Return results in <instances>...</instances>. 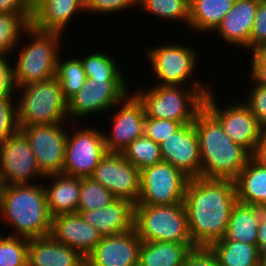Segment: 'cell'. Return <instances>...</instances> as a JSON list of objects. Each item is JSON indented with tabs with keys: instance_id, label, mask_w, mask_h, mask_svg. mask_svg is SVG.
Masks as SVG:
<instances>
[{
	"instance_id": "6da1fadb",
	"label": "cell",
	"mask_w": 266,
	"mask_h": 266,
	"mask_svg": "<svg viewBox=\"0 0 266 266\" xmlns=\"http://www.w3.org/2000/svg\"><path fill=\"white\" fill-rule=\"evenodd\" d=\"M236 202L233 180L189 178L183 203L195 246H210L225 237L230 213Z\"/></svg>"
},
{
	"instance_id": "7a4b0ae2",
	"label": "cell",
	"mask_w": 266,
	"mask_h": 266,
	"mask_svg": "<svg viewBox=\"0 0 266 266\" xmlns=\"http://www.w3.org/2000/svg\"><path fill=\"white\" fill-rule=\"evenodd\" d=\"M0 219L14 229L10 236L27 239L50 236L53 218L43 182L0 186Z\"/></svg>"
},
{
	"instance_id": "3957f363",
	"label": "cell",
	"mask_w": 266,
	"mask_h": 266,
	"mask_svg": "<svg viewBox=\"0 0 266 266\" xmlns=\"http://www.w3.org/2000/svg\"><path fill=\"white\" fill-rule=\"evenodd\" d=\"M203 178L235 180L251 153L223 131L220 123L203 107L195 116Z\"/></svg>"
},
{
	"instance_id": "277c9868",
	"label": "cell",
	"mask_w": 266,
	"mask_h": 266,
	"mask_svg": "<svg viewBox=\"0 0 266 266\" xmlns=\"http://www.w3.org/2000/svg\"><path fill=\"white\" fill-rule=\"evenodd\" d=\"M26 36L30 41L28 39L24 45ZM22 37L23 41L20 39L19 42L21 49L18 50L16 60L12 61L14 66H11L13 86L22 87L54 77L64 40L62 33L41 31L30 25Z\"/></svg>"
},
{
	"instance_id": "5b68a950",
	"label": "cell",
	"mask_w": 266,
	"mask_h": 266,
	"mask_svg": "<svg viewBox=\"0 0 266 266\" xmlns=\"http://www.w3.org/2000/svg\"><path fill=\"white\" fill-rule=\"evenodd\" d=\"M212 88L154 84L133 93L143 103L146 117L169 119L185 125L194 122L196 114L203 108L205 96Z\"/></svg>"
},
{
	"instance_id": "8992f818",
	"label": "cell",
	"mask_w": 266,
	"mask_h": 266,
	"mask_svg": "<svg viewBox=\"0 0 266 266\" xmlns=\"http://www.w3.org/2000/svg\"><path fill=\"white\" fill-rule=\"evenodd\" d=\"M14 90L21 92L16 96L19 128L68 123L67 101L55 76Z\"/></svg>"
},
{
	"instance_id": "52a82bcc",
	"label": "cell",
	"mask_w": 266,
	"mask_h": 266,
	"mask_svg": "<svg viewBox=\"0 0 266 266\" xmlns=\"http://www.w3.org/2000/svg\"><path fill=\"white\" fill-rule=\"evenodd\" d=\"M134 229L146 242L167 241L194 245L184 203L173 205L135 204Z\"/></svg>"
},
{
	"instance_id": "ba28073f",
	"label": "cell",
	"mask_w": 266,
	"mask_h": 266,
	"mask_svg": "<svg viewBox=\"0 0 266 266\" xmlns=\"http://www.w3.org/2000/svg\"><path fill=\"white\" fill-rule=\"evenodd\" d=\"M144 52L147 53L145 55L147 62L158 81L156 85L211 86L212 84L211 82L209 85L204 84L194 76L199 59L198 51L192 46L170 42L149 47Z\"/></svg>"
},
{
	"instance_id": "9c48e42d",
	"label": "cell",
	"mask_w": 266,
	"mask_h": 266,
	"mask_svg": "<svg viewBox=\"0 0 266 266\" xmlns=\"http://www.w3.org/2000/svg\"><path fill=\"white\" fill-rule=\"evenodd\" d=\"M127 79L86 78L84 85L67 101L69 122L78 123L88 115L106 113L130 92Z\"/></svg>"
},
{
	"instance_id": "30bf717a",
	"label": "cell",
	"mask_w": 266,
	"mask_h": 266,
	"mask_svg": "<svg viewBox=\"0 0 266 266\" xmlns=\"http://www.w3.org/2000/svg\"><path fill=\"white\" fill-rule=\"evenodd\" d=\"M70 126H74L71 130L78 129L72 130L73 132L68 129L62 174L79 178L91 177L107 153L103 130L95 125L81 129L77 123H71Z\"/></svg>"
},
{
	"instance_id": "8fae6325",
	"label": "cell",
	"mask_w": 266,
	"mask_h": 266,
	"mask_svg": "<svg viewBox=\"0 0 266 266\" xmlns=\"http://www.w3.org/2000/svg\"><path fill=\"white\" fill-rule=\"evenodd\" d=\"M189 177L168 162L162 161L140 171V194L137 204L173 205L183 203Z\"/></svg>"
},
{
	"instance_id": "7c38bea8",
	"label": "cell",
	"mask_w": 266,
	"mask_h": 266,
	"mask_svg": "<svg viewBox=\"0 0 266 266\" xmlns=\"http://www.w3.org/2000/svg\"><path fill=\"white\" fill-rule=\"evenodd\" d=\"M214 94V90H211L205 96L203 107L220 123L233 142L252 153L263 133L257 118L242 99H234L235 102L232 100L220 108Z\"/></svg>"
},
{
	"instance_id": "4fadbf2b",
	"label": "cell",
	"mask_w": 266,
	"mask_h": 266,
	"mask_svg": "<svg viewBox=\"0 0 266 266\" xmlns=\"http://www.w3.org/2000/svg\"><path fill=\"white\" fill-rule=\"evenodd\" d=\"M44 178L29 140L20 129L0 143V186L36 184Z\"/></svg>"
},
{
	"instance_id": "5bb4252c",
	"label": "cell",
	"mask_w": 266,
	"mask_h": 266,
	"mask_svg": "<svg viewBox=\"0 0 266 266\" xmlns=\"http://www.w3.org/2000/svg\"><path fill=\"white\" fill-rule=\"evenodd\" d=\"M70 123L19 128L29 140L37 165L44 176L63 172L68 135L66 127L69 128Z\"/></svg>"
},
{
	"instance_id": "9a60e30c",
	"label": "cell",
	"mask_w": 266,
	"mask_h": 266,
	"mask_svg": "<svg viewBox=\"0 0 266 266\" xmlns=\"http://www.w3.org/2000/svg\"><path fill=\"white\" fill-rule=\"evenodd\" d=\"M112 110L109 121L111 132L103 130L106 150L122 153L131 142L143 135L145 110L143 103L131 92L110 112Z\"/></svg>"
},
{
	"instance_id": "2e32d148",
	"label": "cell",
	"mask_w": 266,
	"mask_h": 266,
	"mask_svg": "<svg viewBox=\"0 0 266 266\" xmlns=\"http://www.w3.org/2000/svg\"><path fill=\"white\" fill-rule=\"evenodd\" d=\"M91 178L111 191L115 198L137 204L140 194V170L121 153L107 152Z\"/></svg>"
},
{
	"instance_id": "e0dca14e",
	"label": "cell",
	"mask_w": 266,
	"mask_h": 266,
	"mask_svg": "<svg viewBox=\"0 0 266 266\" xmlns=\"http://www.w3.org/2000/svg\"><path fill=\"white\" fill-rule=\"evenodd\" d=\"M162 160L181 170L189 178L201 174L199 142L194 124H185L160 143Z\"/></svg>"
},
{
	"instance_id": "ac0fdd59",
	"label": "cell",
	"mask_w": 266,
	"mask_h": 266,
	"mask_svg": "<svg viewBox=\"0 0 266 266\" xmlns=\"http://www.w3.org/2000/svg\"><path fill=\"white\" fill-rule=\"evenodd\" d=\"M141 239L135 229L103 236L85 258L86 266H139Z\"/></svg>"
},
{
	"instance_id": "d6986e66",
	"label": "cell",
	"mask_w": 266,
	"mask_h": 266,
	"mask_svg": "<svg viewBox=\"0 0 266 266\" xmlns=\"http://www.w3.org/2000/svg\"><path fill=\"white\" fill-rule=\"evenodd\" d=\"M51 236L59 243L71 247L86 258L100 242L102 236L94 226L76 213L53 218Z\"/></svg>"
},
{
	"instance_id": "ffe728a7",
	"label": "cell",
	"mask_w": 266,
	"mask_h": 266,
	"mask_svg": "<svg viewBox=\"0 0 266 266\" xmlns=\"http://www.w3.org/2000/svg\"><path fill=\"white\" fill-rule=\"evenodd\" d=\"M260 0H235L232 9L213 31L217 36L238 49L249 50V38Z\"/></svg>"
},
{
	"instance_id": "44dd1931",
	"label": "cell",
	"mask_w": 266,
	"mask_h": 266,
	"mask_svg": "<svg viewBox=\"0 0 266 266\" xmlns=\"http://www.w3.org/2000/svg\"><path fill=\"white\" fill-rule=\"evenodd\" d=\"M135 204L126 199H115L95 210H77L81 217L103 236L123 233L134 228Z\"/></svg>"
},
{
	"instance_id": "7402d4cb",
	"label": "cell",
	"mask_w": 266,
	"mask_h": 266,
	"mask_svg": "<svg viewBox=\"0 0 266 266\" xmlns=\"http://www.w3.org/2000/svg\"><path fill=\"white\" fill-rule=\"evenodd\" d=\"M85 13L84 0H34L31 25L41 31H64L75 14Z\"/></svg>"
},
{
	"instance_id": "603a6c76",
	"label": "cell",
	"mask_w": 266,
	"mask_h": 266,
	"mask_svg": "<svg viewBox=\"0 0 266 266\" xmlns=\"http://www.w3.org/2000/svg\"><path fill=\"white\" fill-rule=\"evenodd\" d=\"M27 266H86L75 249L57 242L51 235L28 239Z\"/></svg>"
},
{
	"instance_id": "cb8c5ba5",
	"label": "cell",
	"mask_w": 266,
	"mask_h": 266,
	"mask_svg": "<svg viewBox=\"0 0 266 266\" xmlns=\"http://www.w3.org/2000/svg\"><path fill=\"white\" fill-rule=\"evenodd\" d=\"M44 179L50 180L43 187L51 217L76 213L80 199V178L60 173L45 176Z\"/></svg>"
},
{
	"instance_id": "d4e9b609",
	"label": "cell",
	"mask_w": 266,
	"mask_h": 266,
	"mask_svg": "<svg viewBox=\"0 0 266 266\" xmlns=\"http://www.w3.org/2000/svg\"><path fill=\"white\" fill-rule=\"evenodd\" d=\"M234 183L238 202L266 208V167L250 158Z\"/></svg>"
},
{
	"instance_id": "484cf974",
	"label": "cell",
	"mask_w": 266,
	"mask_h": 266,
	"mask_svg": "<svg viewBox=\"0 0 266 266\" xmlns=\"http://www.w3.org/2000/svg\"><path fill=\"white\" fill-rule=\"evenodd\" d=\"M235 0H192L189 2V25L193 32L213 33Z\"/></svg>"
},
{
	"instance_id": "4316f807",
	"label": "cell",
	"mask_w": 266,
	"mask_h": 266,
	"mask_svg": "<svg viewBox=\"0 0 266 266\" xmlns=\"http://www.w3.org/2000/svg\"><path fill=\"white\" fill-rule=\"evenodd\" d=\"M262 207L236 202L232 207L228 228L223 239H233L249 244H256Z\"/></svg>"
},
{
	"instance_id": "83f0119b",
	"label": "cell",
	"mask_w": 266,
	"mask_h": 266,
	"mask_svg": "<svg viewBox=\"0 0 266 266\" xmlns=\"http://www.w3.org/2000/svg\"><path fill=\"white\" fill-rule=\"evenodd\" d=\"M195 245L142 241L139 266H184L185 258Z\"/></svg>"
},
{
	"instance_id": "f1b7e54d",
	"label": "cell",
	"mask_w": 266,
	"mask_h": 266,
	"mask_svg": "<svg viewBox=\"0 0 266 266\" xmlns=\"http://www.w3.org/2000/svg\"><path fill=\"white\" fill-rule=\"evenodd\" d=\"M220 266H259L257 244L220 239L210 245Z\"/></svg>"
},
{
	"instance_id": "f546056e",
	"label": "cell",
	"mask_w": 266,
	"mask_h": 266,
	"mask_svg": "<svg viewBox=\"0 0 266 266\" xmlns=\"http://www.w3.org/2000/svg\"><path fill=\"white\" fill-rule=\"evenodd\" d=\"M33 13L0 14V55L11 57L20 47L23 32L31 25ZM12 53V54H11Z\"/></svg>"
},
{
	"instance_id": "4dcf8cb0",
	"label": "cell",
	"mask_w": 266,
	"mask_h": 266,
	"mask_svg": "<svg viewBox=\"0 0 266 266\" xmlns=\"http://www.w3.org/2000/svg\"><path fill=\"white\" fill-rule=\"evenodd\" d=\"M61 56L57 59L55 77L61 84L63 97L68 101L84 85L87 76L78 57L63 60Z\"/></svg>"
},
{
	"instance_id": "1f68e13d",
	"label": "cell",
	"mask_w": 266,
	"mask_h": 266,
	"mask_svg": "<svg viewBox=\"0 0 266 266\" xmlns=\"http://www.w3.org/2000/svg\"><path fill=\"white\" fill-rule=\"evenodd\" d=\"M137 8L160 20L181 21L186 27L189 25L188 0H137Z\"/></svg>"
},
{
	"instance_id": "d6a6232c",
	"label": "cell",
	"mask_w": 266,
	"mask_h": 266,
	"mask_svg": "<svg viewBox=\"0 0 266 266\" xmlns=\"http://www.w3.org/2000/svg\"><path fill=\"white\" fill-rule=\"evenodd\" d=\"M82 59L83 69L87 78L91 79H125V73H122L120 66L117 65L116 59L110 56L106 51L87 53Z\"/></svg>"
},
{
	"instance_id": "836d02e7",
	"label": "cell",
	"mask_w": 266,
	"mask_h": 266,
	"mask_svg": "<svg viewBox=\"0 0 266 266\" xmlns=\"http://www.w3.org/2000/svg\"><path fill=\"white\" fill-rule=\"evenodd\" d=\"M121 154L140 171L163 161L160 144L155 143L144 134L131 142Z\"/></svg>"
},
{
	"instance_id": "e575fe53",
	"label": "cell",
	"mask_w": 266,
	"mask_h": 266,
	"mask_svg": "<svg viewBox=\"0 0 266 266\" xmlns=\"http://www.w3.org/2000/svg\"><path fill=\"white\" fill-rule=\"evenodd\" d=\"M115 199L111 191L93 178H80V199L77 210L99 209L109 205Z\"/></svg>"
},
{
	"instance_id": "d590c367",
	"label": "cell",
	"mask_w": 266,
	"mask_h": 266,
	"mask_svg": "<svg viewBox=\"0 0 266 266\" xmlns=\"http://www.w3.org/2000/svg\"><path fill=\"white\" fill-rule=\"evenodd\" d=\"M28 239L0 236V266H27Z\"/></svg>"
},
{
	"instance_id": "8d00e7d4",
	"label": "cell",
	"mask_w": 266,
	"mask_h": 266,
	"mask_svg": "<svg viewBox=\"0 0 266 266\" xmlns=\"http://www.w3.org/2000/svg\"><path fill=\"white\" fill-rule=\"evenodd\" d=\"M15 92L0 94V143L19 130Z\"/></svg>"
},
{
	"instance_id": "74e56055",
	"label": "cell",
	"mask_w": 266,
	"mask_h": 266,
	"mask_svg": "<svg viewBox=\"0 0 266 266\" xmlns=\"http://www.w3.org/2000/svg\"><path fill=\"white\" fill-rule=\"evenodd\" d=\"M183 125L180 122L172 121L169 119H157L146 117L144 120L143 134L153 140L155 143L160 144L172 133H175Z\"/></svg>"
},
{
	"instance_id": "f35d334b",
	"label": "cell",
	"mask_w": 266,
	"mask_h": 266,
	"mask_svg": "<svg viewBox=\"0 0 266 266\" xmlns=\"http://www.w3.org/2000/svg\"><path fill=\"white\" fill-rule=\"evenodd\" d=\"M250 90H247L248 97L243 102L249 107L252 114L257 118L259 126L263 132L266 131V87L253 84Z\"/></svg>"
},
{
	"instance_id": "ab89813d",
	"label": "cell",
	"mask_w": 266,
	"mask_h": 266,
	"mask_svg": "<svg viewBox=\"0 0 266 266\" xmlns=\"http://www.w3.org/2000/svg\"><path fill=\"white\" fill-rule=\"evenodd\" d=\"M132 7L137 8V0H84V10L91 14H114Z\"/></svg>"
},
{
	"instance_id": "60d3db41",
	"label": "cell",
	"mask_w": 266,
	"mask_h": 266,
	"mask_svg": "<svg viewBox=\"0 0 266 266\" xmlns=\"http://www.w3.org/2000/svg\"><path fill=\"white\" fill-rule=\"evenodd\" d=\"M184 266H220L210 246H195L189 250Z\"/></svg>"
},
{
	"instance_id": "b9f144b4",
	"label": "cell",
	"mask_w": 266,
	"mask_h": 266,
	"mask_svg": "<svg viewBox=\"0 0 266 266\" xmlns=\"http://www.w3.org/2000/svg\"><path fill=\"white\" fill-rule=\"evenodd\" d=\"M266 39V0H260L249 38V51Z\"/></svg>"
},
{
	"instance_id": "7bdbcfd3",
	"label": "cell",
	"mask_w": 266,
	"mask_h": 266,
	"mask_svg": "<svg viewBox=\"0 0 266 266\" xmlns=\"http://www.w3.org/2000/svg\"><path fill=\"white\" fill-rule=\"evenodd\" d=\"M34 0H0V14L33 13Z\"/></svg>"
},
{
	"instance_id": "ee69618b",
	"label": "cell",
	"mask_w": 266,
	"mask_h": 266,
	"mask_svg": "<svg viewBox=\"0 0 266 266\" xmlns=\"http://www.w3.org/2000/svg\"><path fill=\"white\" fill-rule=\"evenodd\" d=\"M10 58L0 55V94L14 91Z\"/></svg>"
},
{
	"instance_id": "f6af8a7d",
	"label": "cell",
	"mask_w": 266,
	"mask_h": 266,
	"mask_svg": "<svg viewBox=\"0 0 266 266\" xmlns=\"http://www.w3.org/2000/svg\"><path fill=\"white\" fill-rule=\"evenodd\" d=\"M251 70H249L250 80L256 85L266 87V60L265 59H250Z\"/></svg>"
},
{
	"instance_id": "bcb514c9",
	"label": "cell",
	"mask_w": 266,
	"mask_h": 266,
	"mask_svg": "<svg viewBox=\"0 0 266 266\" xmlns=\"http://www.w3.org/2000/svg\"><path fill=\"white\" fill-rule=\"evenodd\" d=\"M251 158L259 165L266 167V131L262 133L254 151L251 153Z\"/></svg>"
},
{
	"instance_id": "7dc6e473",
	"label": "cell",
	"mask_w": 266,
	"mask_h": 266,
	"mask_svg": "<svg viewBox=\"0 0 266 266\" xmlns=\"http://www.w3.org/2000/svg\"><path fill=\"white\" fill-rule=\"evenodd\" d=\"M257 247L258 250L266 246V208H263L262 217L259 222V228L257 231Z\"/></svg>"
},
{
	"instance_id": "c3c4849f",
	"label": "cell",
	"mask_w": 266,
	"mask_h": 266,
	"mask_svg": "<svg viewBox=\"0 0 266 266\" xmlns=\"http://www.w3.org/2000/svg\"><path fill=\"white\" fill-rule=\"evenodd\" d=\"M252 59L266 60V39L258 44L251 52H249Z\"/></svg>"
},
{
	"instance_id": "681fc988",
	"label": "cell",
	"mask_w": 266,
	"mask_h": 266,
	"mask_svg": "<svg viewBox=\"0 0 266 266\" xmlns=\"http://www.w3.org/2000/svg\"><path fill=\"white\" fill-rule=\"evenodd\" d=\"M259 266H266V246L259 250Z\"/></svg>"
}]
</instances>
